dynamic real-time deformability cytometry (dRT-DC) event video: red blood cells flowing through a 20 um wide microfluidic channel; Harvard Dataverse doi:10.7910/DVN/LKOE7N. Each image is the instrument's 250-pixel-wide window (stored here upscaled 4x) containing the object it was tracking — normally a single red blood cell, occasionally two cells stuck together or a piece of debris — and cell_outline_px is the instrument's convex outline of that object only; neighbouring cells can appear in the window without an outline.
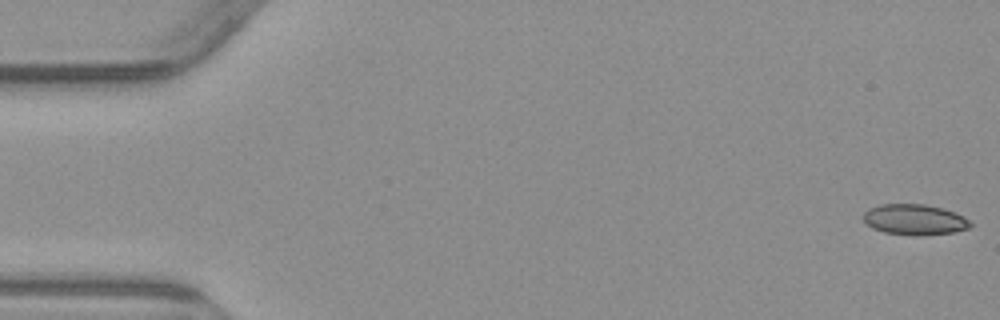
{"species": "common noctule bat (a hibernating species)", "species_latin": "Nyctalus noctula", "temperature_condition": "warm", "stored_images_in_passage": 5, "camera_frame_rate_fps": 3000, "um_per_image_px": 0.085, "animal": {"sex": "male", "body_mass_g": 23.1, "forearm_length_mm": 52.7}, "frame": {"image": 1, "passage_image": 1, "time_ms": 0.0, "image_size_px": [1000, 320], "cell_outline_px": [[972, 224], [968, 228], [952, 232], [884, 232], [872, 228], [864, 220], [864, 212], [868, 208], [880, 204], [924, 204], [940, 208], [964, 216]], "centroid_in_image_um": [77.69, 18.6], "position_along_channel_um": 7.3, "area_um2": 17.92}}
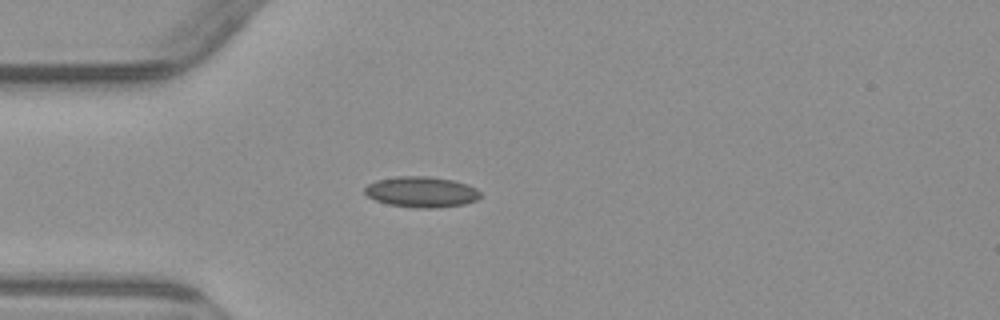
{"frame": {"image": 2, "passage_image": 5, "time_ms": 4.667, "image_size_px": [1000, 320], "cell_outline_px": [[480, 196], [476, 200], [464, 204], [432, 208], [424, 208], [388, 204], [376, 200], [368, 196], [364, 192], [364, 188], [368, 184], [376, 180], [396, 176], [428, 176], [452, 180], [468, 184], [476, 188], [480, 192]], "centroid_in_image_um": [35.82, 16.3], "position_along_channel_um": 49.2, "area_um2": 20.58}}